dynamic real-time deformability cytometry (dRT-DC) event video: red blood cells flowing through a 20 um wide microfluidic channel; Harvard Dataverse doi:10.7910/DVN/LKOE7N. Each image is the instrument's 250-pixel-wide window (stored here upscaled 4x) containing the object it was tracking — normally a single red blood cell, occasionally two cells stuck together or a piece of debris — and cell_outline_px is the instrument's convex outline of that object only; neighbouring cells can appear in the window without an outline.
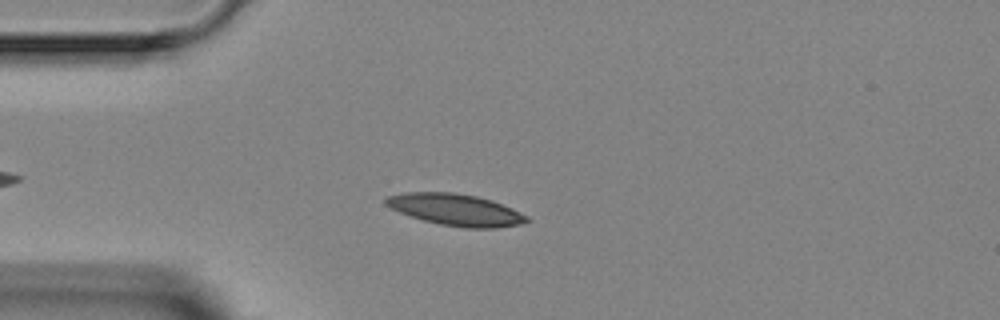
{"species": "Egyptian fruit bat (a non-hibernating species)", "species_latin": "Rousettus aegyptiacus", "temperature_condition": "room temperature", "stored_images_in_passage": 3, "camera_frame_rate_fps": 3000, "um_per_image_px": 0.085, "animal": {"sex": "female"}, "frame": {"image": 1, "passage_image": 2, "time_ms": 2.0, "image_size_px": [1000, 320], "cell_outline_px": [[532, 220], [520, 224], [496, 228], [464, 228], [440, 224], [424, 220], [400, 212], [384, 204], [384, 196], [404, 192], [452, 192], [476, 196], [492, 200], [512, 208], [528, 216]], "centroid_in_image_um": [38.74, 17.82], "position_along_channel_um": 46.3, "area_um2": 26.07}}